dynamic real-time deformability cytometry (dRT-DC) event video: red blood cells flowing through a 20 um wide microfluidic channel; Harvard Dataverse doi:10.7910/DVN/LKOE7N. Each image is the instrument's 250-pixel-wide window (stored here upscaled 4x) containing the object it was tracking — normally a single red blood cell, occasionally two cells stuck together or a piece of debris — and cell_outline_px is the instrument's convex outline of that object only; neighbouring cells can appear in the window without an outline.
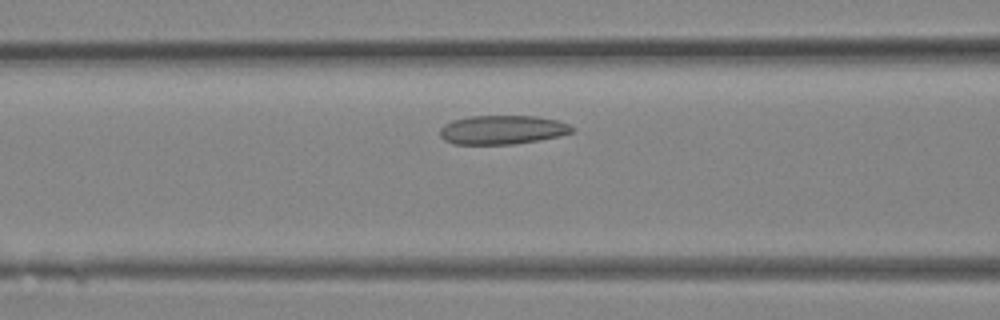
{"species": "Egyptian fruit bat (a non-hibernating species)", "species_latin": "Rousettus aegyptiacus", "temperature_condition": "room temperature", "stored_images_in_passage": 27, "camera_frame_rate_fps": 3000, "um_per_image_px": 0.085, "animal": {"sex": "female"}, "frame": {"image": 1, "passage_image": 8, "time_ms": 2.333, "image_size_px": [1000, 320], "cell_outline_px": [[576, 132], [560, 136], [512, 144], [452, 144], [444, 140], [440, 136], [440, 128], [444, 124], [452, 120], [472, 116], [536, 116], [556, 120], [568, 124], [576, 128]], "centroid_in_image_um": [42.71, 11.03], "position_along_channel_um": 123.9, "area_um2": 22.37}}
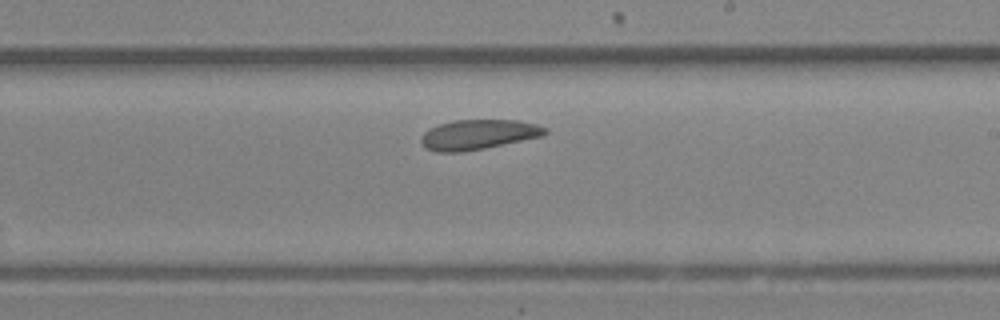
{"frame": {"image": 2, "passage_image": 14, "time_ms": 4.333, "image_size_px": [1000, 320], "cell_outline_px": [[548, 132], [544, 136], [484, 148], [460, 152], [436, 152], [428, 148], [420, 140], [420, 136], [428, 128], [452, 120], [520, 120], [536, 124], [548, 128]], "centroid_in_image_um": [40.68, 11.42], "position_along_channel_um": 248.3, "area_um2": 21.68}}
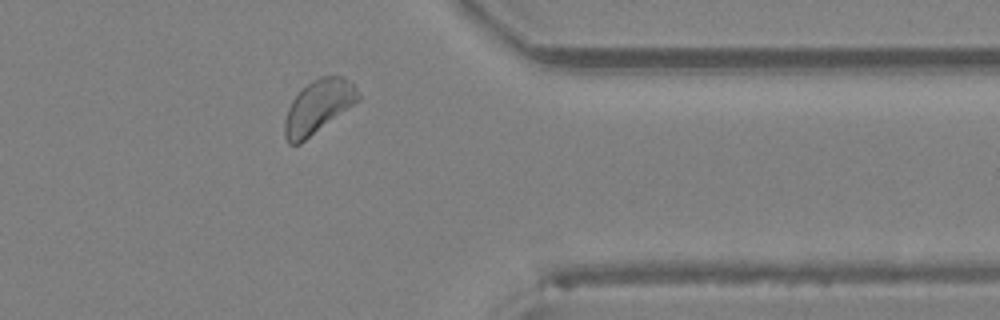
{"frame": {"image": 3, "passage_image": 21, "time_ms": 6.667, "image_size_px": [1000, 320], "cell_outline_px": [[360, 100], [300, 144], [288, 144], [284, 136], [284, 120], [288, 108], [292, 100], [312, 80], [320, 76], [344, 76], [356, 88], [360, 96]], "centroid_in_image_um": [27.04, 9.08], "position_along_channel_um": 384.4, "area_um2": 22.66}}